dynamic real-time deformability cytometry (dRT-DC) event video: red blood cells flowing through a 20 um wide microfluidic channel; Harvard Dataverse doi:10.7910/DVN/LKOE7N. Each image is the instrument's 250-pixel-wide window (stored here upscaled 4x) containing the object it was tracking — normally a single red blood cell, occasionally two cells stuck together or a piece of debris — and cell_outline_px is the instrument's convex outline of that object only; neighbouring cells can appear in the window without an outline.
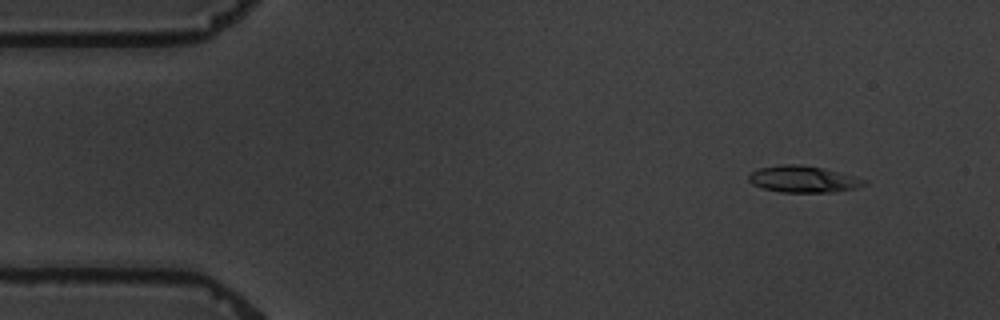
{"species": "common noctule bat (a hibernating species)", "species_latin": "Nyctalus noctula", "temperature_condition": "warm", "stored_images_in_passage": 4, "camera_frame_rate_fps": 3000, "um_per_image_px": 0.085, "animal": {"sex": "male", "body_mass_g": 19.5, "forearm_length_mm": 54.6}, "frame": {"image": 1, "passage_image": 1, "time_ms": 0.0, "image_size_px": [1000, 320], "cell_outline_px": [[868, 184], [856, 188], [832, 192], [780, 192], [764, 188], [752, 184], [748, 180], [748, 176], [752, 172], [760, 168], [780, 164], [800, 164], [840, 172], [868, 180]], "centroid_in_image_um": [68.3, 15.23], "position_along_channel_um": 16.7, "area_um2": 17.86}}
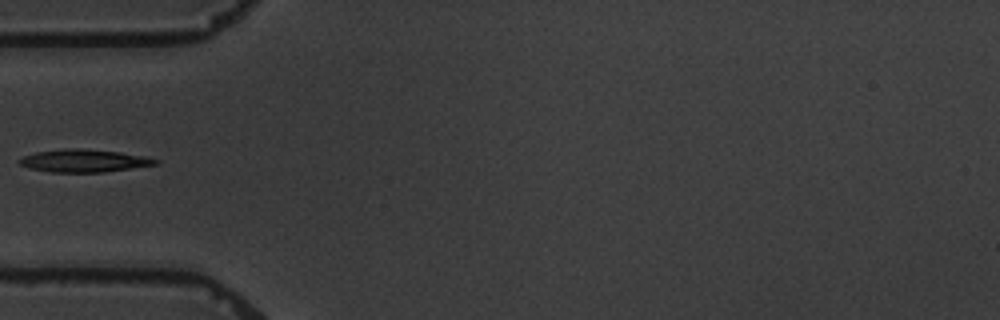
{"frame": {"image": 2, "passage_image": 4, "time_ms": 4.333, "image_size_px": [1000, 320], "cell_outline_px": [[160, 164], [104, 172], [52, 172], [28, 168], [20, 164], [16, 160], [24, 156], [36, 152], [64, 148], [80, 148], [120, 152], [144, 156], [160, 160]], "centroid_in_image_um": [7.15, 13.66], "position_along_channel_um": 77.9, "area_um2": 18.09}}